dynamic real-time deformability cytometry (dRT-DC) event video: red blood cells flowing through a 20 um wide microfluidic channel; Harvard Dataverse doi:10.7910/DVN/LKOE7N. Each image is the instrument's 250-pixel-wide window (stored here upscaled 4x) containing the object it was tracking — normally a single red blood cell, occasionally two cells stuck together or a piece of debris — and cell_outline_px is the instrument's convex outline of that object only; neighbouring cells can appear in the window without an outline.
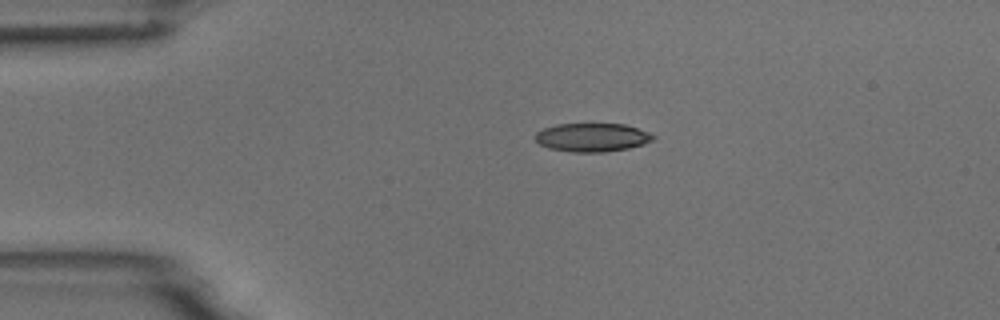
{"species": "common noctule bat (a hibernating species)", "species_latin": "Nyctalus noctula", "temperature_condition": "room temperature", "stored_images_in_passage": 2, "camera_frame_rate_fps": 3000, "um_per_image_px": 0.085, "animal": {"sex": "male", "body_mass_g": 18.8}, "frame": {"image": 1, "passage_image": 1, "time_ms": 0.0, "image_size_px": [1000, 320], "cell_outline_px": [[656, 136], [652, 140], [644, 144], [628, 148], [604, 152], [572, 152], [548, 148], [540, 144], [536, 140], [536, 132], [544, 128], [556, 124], [624, 124], [648, 132]], "centroid_in_image_um": [50.33, 11.68], "position_along_channel_um": 34.7, "area_um2": 19.48}}